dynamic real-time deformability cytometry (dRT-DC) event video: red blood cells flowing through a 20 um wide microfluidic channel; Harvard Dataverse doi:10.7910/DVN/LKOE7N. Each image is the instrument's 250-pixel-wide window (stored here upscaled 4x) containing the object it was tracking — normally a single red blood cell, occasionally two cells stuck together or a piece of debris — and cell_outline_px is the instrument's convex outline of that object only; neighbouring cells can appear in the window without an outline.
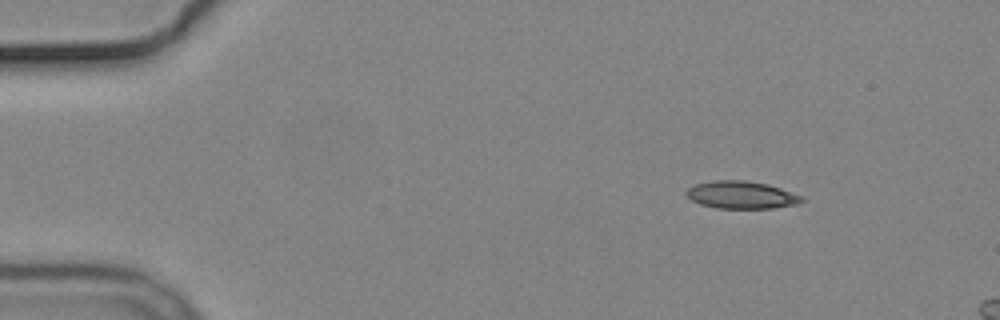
{"species": "common noctule bat (a hibernating species)", "species_latin": "Nyctalus noctula", "temperature_condition": "cold", "stored_images_in_passage": 9, "camera_frame_rate_fps": 3000, "um_per_image_px": 0.085, "animal": {"sex": "male", "body_mass_g": 19.2, "forearm_length_mm": 51.8}, "frame": {"image": 1, "passage_image": 1, "time_ms": 0.0, "image_size_px": [1000, 320], "cell_outline_px": [[804, 200], [796, 204], [772, 208], [716, 208], [700, 204], [692, 200], [684, 192], [688, 188], [696, 184], [712, 180], [744, 180], [768, 184], [804, 196]], "centroid_in_image_um": [63.01, 16.56], "position_along_channel_um": 22.0, "area_um2": 18.5}}